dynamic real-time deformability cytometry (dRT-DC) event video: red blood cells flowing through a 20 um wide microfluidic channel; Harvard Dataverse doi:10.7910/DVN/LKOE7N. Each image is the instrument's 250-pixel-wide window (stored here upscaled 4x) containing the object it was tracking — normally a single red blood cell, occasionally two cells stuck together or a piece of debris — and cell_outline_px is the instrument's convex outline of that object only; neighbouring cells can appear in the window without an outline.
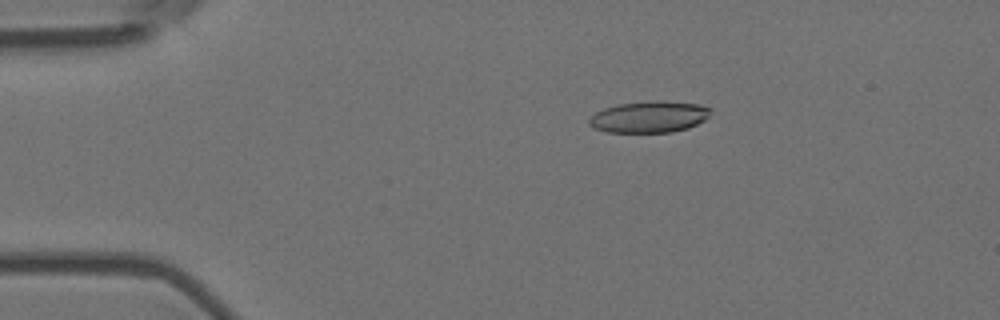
{"species": "Egyptian fruit bat (a non-hibernating species)", "species_latin": "Rousettus aegyptiacus", "temperature_condition": "room temperature", "stored_images_in_passage": 8, "camera_frame_rate_fps": 3000, "um_per_image_px": 0.085, "animal": {"sex": "female"}, "frame": {"image": 1, "passage_image": 4, "time_ms": 1.0, "image_size_px": [1000, 320], "cell_outline_px": [[712, 108], [708, 116], [704, 120], [688, 128], [672, 132], [608, 132], [592, 128], [588, 124], [588, 120], [596, 112], [604, 108], [620, 104], [700, 104]], "centroid_in_image_um": [55.13, 10.0], "position_along_channel_um": 29.9, "area_um2": 21.1}}
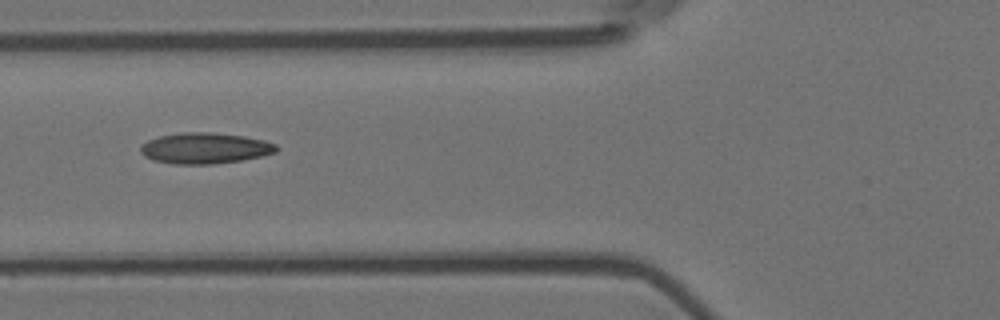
{"frame": {"image": 2, "passage_image": 7, "time_ms": 2.0, "image_size_px": [1000, 320], "cell_outline_px": [[280, 148], [276, 152], [260, 156], [240, 160], [212, 164], [172, 164], [152, 160], [144, 156], [140, 152], [140, 144], [148, 140], [160, 136], [180, 132], [212, 132], [244, 136], [264, 140], [276, 144]], "centroid_in_image_um": [17.39, 12.59], "position_along_channel_um": 108.4, "area_um2": 24.62}}
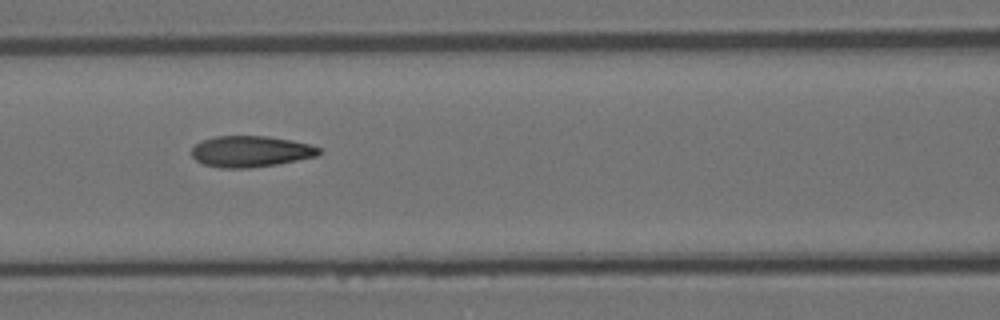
{"frame": {"image": 3, "passage_image": 8, "time_ms": 2.333, "image_size_px": [1000, 320], "cell_outline_px": [[320, 152], [316, 156], [276, 164], [248, 168], [220, 168], [204, 164], [196, 160], [192, 156], [192, 148], [196, 144], [204, 140], [216, 136], [268, 136], [292, 140], [312, 144], [320, 148]], "centroid_in_image_um": [21.31, 12.87], "position_along_channel_um": 145.3, "area_um2": 23.0}}